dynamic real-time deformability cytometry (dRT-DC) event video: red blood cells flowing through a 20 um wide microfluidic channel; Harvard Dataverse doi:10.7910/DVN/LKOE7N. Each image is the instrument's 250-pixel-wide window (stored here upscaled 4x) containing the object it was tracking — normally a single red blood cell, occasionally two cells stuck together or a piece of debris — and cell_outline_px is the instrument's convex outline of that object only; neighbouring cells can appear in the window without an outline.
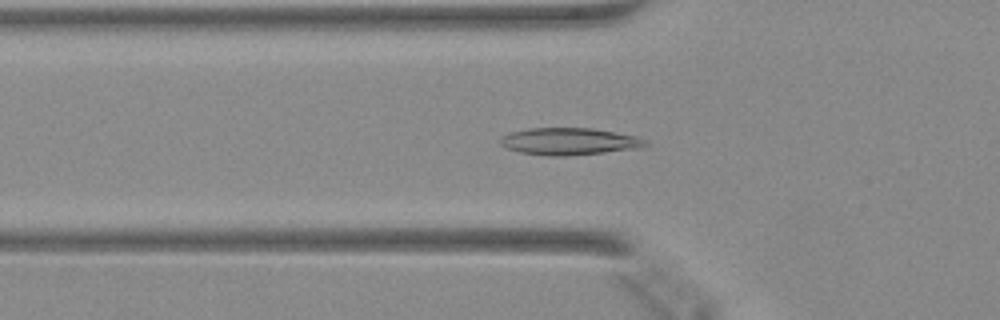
{"species": "Egyptian fruit bat (a non-hibernating species)", "species_latin": "Rousettus aegyptiacus", "temperature_condition": "warm", "stored_images_in_passage": 49, "camera_frame_rate_fps": 3000, "um_per_image_px": 0.085, "animal": {"sex": "female"}, "frame": {"image": 1, "passage_image": 17, "time_ms": 5.333, "image_size_px": [1000, 320], "cell_outline_px": [[648, 144], [644, 148], [564, 156], [548, 156], [520, 152], [508, 148], [500, 144], [500, 136], [512, 132], [528, 128], [592, 128], [636, 136], [648, 140]], "centroid_in_image_um": [48.41, 12.02], "position_along_channel_um": 77.4, "area_um2": 22.95}}
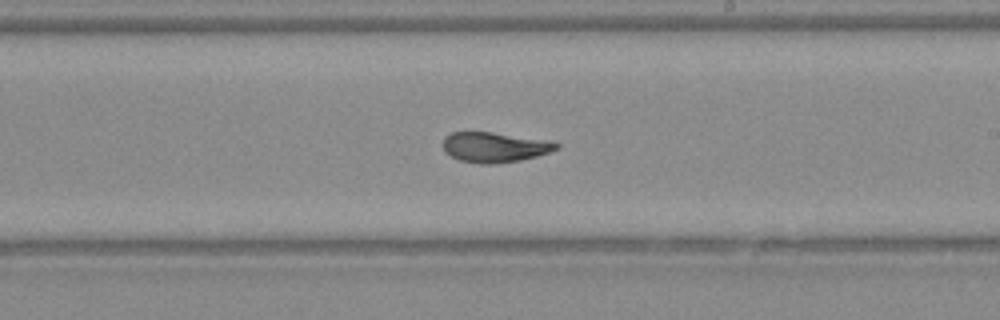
{"frame": {"image": 2, "passage_image": 29, "time_ms": 9.333, "image_size_px": [1000, 320], "cell_outline_px": [[560, 148], [536, 156], [520, 160], [496, 164], [480, 164], [460, 160], [444, 152], [444, 136], [452, 132], [492, 132], [552, 140], [560, 144]], "centroid_in_image_um": [42.08, 12.5], "position_along_channel_um": 246.9, "area_um2": 20.06}}
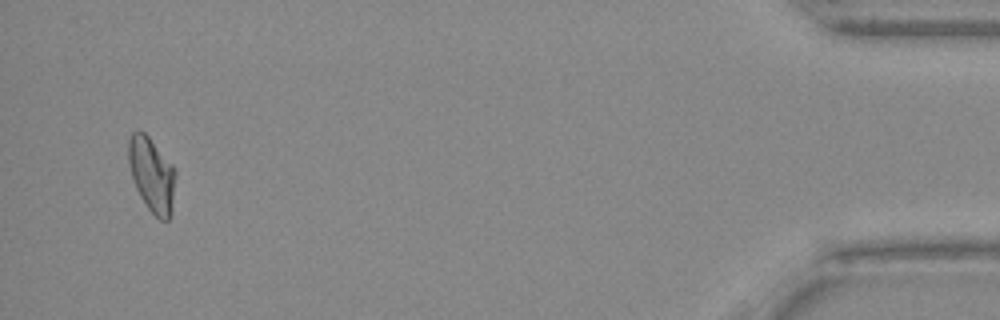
{"frame": {"image": 3, "passage_image": 47, "time_ms": 15.333, "image_size_px": [1000, 320], "cell_outline_px": [[176, 176], [172, 212], [168, 220], [160, 220], [148, 208], [140, 196], [136, 188], [128, 164], [128, 140], [132, 132], [144, 132], [148, 136], [172, 164], [176, 172]], "centroid_in_image_um": [12.91, 14.86], "position_along_channel_um": 422.3, "area_um2": 20.4}}